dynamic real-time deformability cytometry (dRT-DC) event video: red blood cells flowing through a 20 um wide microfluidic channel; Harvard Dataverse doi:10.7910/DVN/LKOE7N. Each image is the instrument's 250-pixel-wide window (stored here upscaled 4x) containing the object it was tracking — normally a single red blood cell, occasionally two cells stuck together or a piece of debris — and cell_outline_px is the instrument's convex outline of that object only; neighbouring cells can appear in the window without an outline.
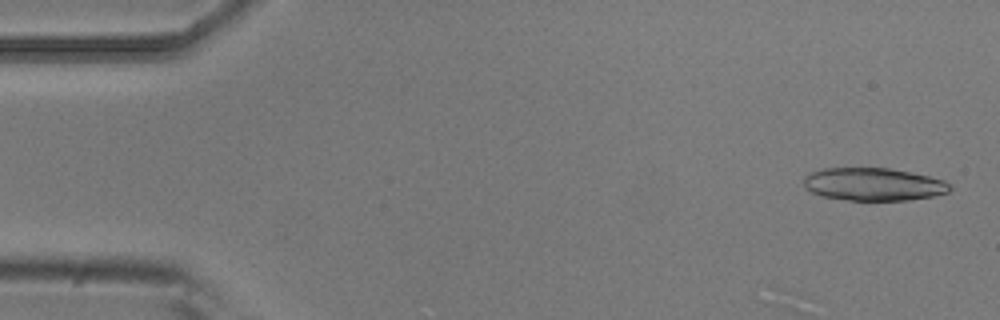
{"species": "common noctule bat (a hibernating species)", "species_latin": "Nyctalus noctula", "temperature_condition": "room temperature", "stored_images_in_passage": 4, "camera_frame_rate_fps": 3000, "um_per_image_px": 0.085, "animal": {"sex": "male", "body_mass_g": 20.5, "forearm_length_mm": 52.5}, "frame": {"image": 1, "passage_image": 1, "time_ms": 0.0, "image_size_px": [1000, 320], "cell_outline_px": [[952, 188], [948, 192], [932, 196], [908, 200], [848, 200], [820, 196], [804, 188], [804, 176], [812, 172], [824, 168], [888, 168], [928, 176], [944, 180], [952, 184]], "centroid_in_image_um": [74.23, 15.67], "position_along_channel_um": 10.8, "area_um2": 27.92}}
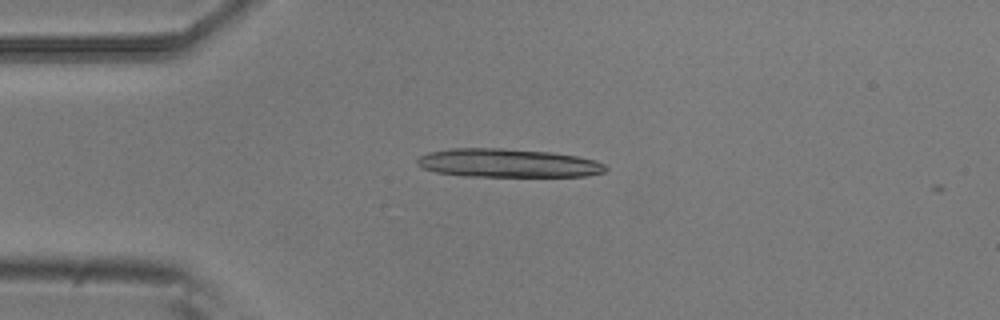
{"frame": {"image": 2, "passage_image": 3, "time_ms": 0.667, "image_size_px": [1000, 320], "cell_outline_px": [[608, 168], [604, 172], [584, 176], [464, 176], [436, 172], [424, 168], [416, 164], [416, 160], [420, 156], [428, 152], [448, 148], [500, 148], [552, 152], [576, 156], [596, 160], [604, 164]], "centroid_in_image_um": [43.15, 13.85], "position_along_channel_um": 41.9, "area_um2": 31.39}}